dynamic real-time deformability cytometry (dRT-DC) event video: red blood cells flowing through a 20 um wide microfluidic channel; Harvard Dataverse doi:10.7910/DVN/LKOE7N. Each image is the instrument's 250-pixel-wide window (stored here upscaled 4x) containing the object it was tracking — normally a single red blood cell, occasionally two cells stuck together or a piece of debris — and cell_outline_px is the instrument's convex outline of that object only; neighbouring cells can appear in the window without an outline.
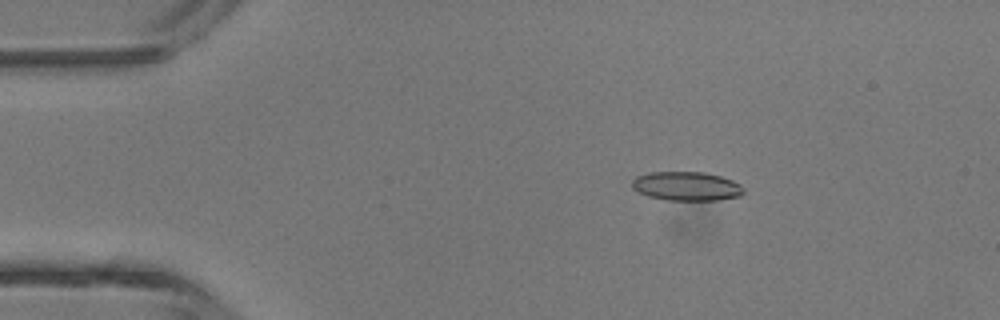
{"species": "common noctule bat (a hibernating species)", "species_latin": "Nyctalus noctula", "temperature_condition": "room temperature", "stored_images_in_passage": 5, "camera_frame_rate_fps": 3000, "um_per_image_px": 0.085, "animal": {"sex": "male", "body_mass_g": 13.3}, "frame": {"image": 1, "passage_image": 3, "time_ms": 2.333, "image_size_px": [1000, 320], "cell_outline_px": [[744, 192], [740, 196], [716, 200], [668, 200], [648, 196], [632, 188], [632, 180], [636, 176], [648, 172], [704, 172], [720, 176], [732, 180], [740, 184], [744, 188]], "centroid_in_image_um": [58.35, 15.82], "position_along_channel_um": 26.6, "area_um2": 18.84}}
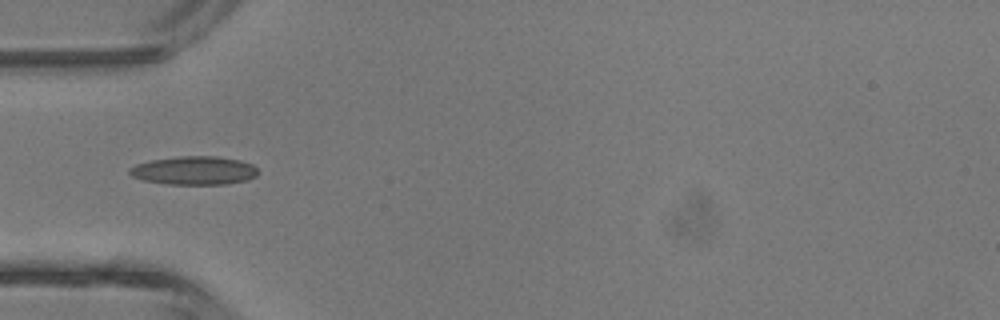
{"frame": {"image": 2, "passage_image": 5, "time_ms": 4.667, "image_size_px": [1000, 320], "cell_outline_px": [[256, 176], [248, 180], [224, 184], [168, 184], [144, 180], [132, 176], [128, 172], [128, 168], [136, 164], [152, 160], [180, 156], [216, 156], [240, 160], [252, 164], [256, 168]], "centroid_in_image_um": [16.49, 14.49], "position_along_channel_um": 68.5, "area_um2": 21.21}}